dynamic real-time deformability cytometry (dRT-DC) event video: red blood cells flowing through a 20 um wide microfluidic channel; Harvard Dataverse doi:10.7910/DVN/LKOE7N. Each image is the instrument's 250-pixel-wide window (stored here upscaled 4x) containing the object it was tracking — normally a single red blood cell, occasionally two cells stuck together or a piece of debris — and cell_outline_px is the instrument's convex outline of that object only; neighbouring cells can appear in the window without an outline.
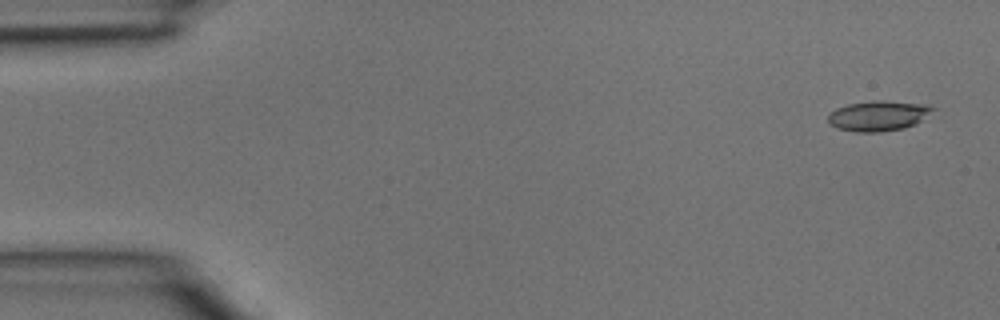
{"species": "common noctule bat (a hibernating species)", "species_latin": "Nyctalus noctula", "temperature_condition": "room temperature", "stored_images_in_passage": 4, "camera_frame_rate_fps": 3000, "um_per_image_px": 0.085, "animal": {"sex": "male", "body_mass_g": 15.6}, "frame": {"image": 1, "passage_image": 1, "time_ms": 0.0, "image_size_px": [1000, 320], "cell_outline_px": [[936, 108], [916, 124], [904, 128], [880, 132], [856, 132], [836, 128], [828, 124], [828, 116], [836, 108], [848, 104], [876, 100], [880, 100], [924, 104]], "centroid_in_image_um": [74.63, 9.85], "position_along_channel_um": 10.4, "area_um2": 18.38}}
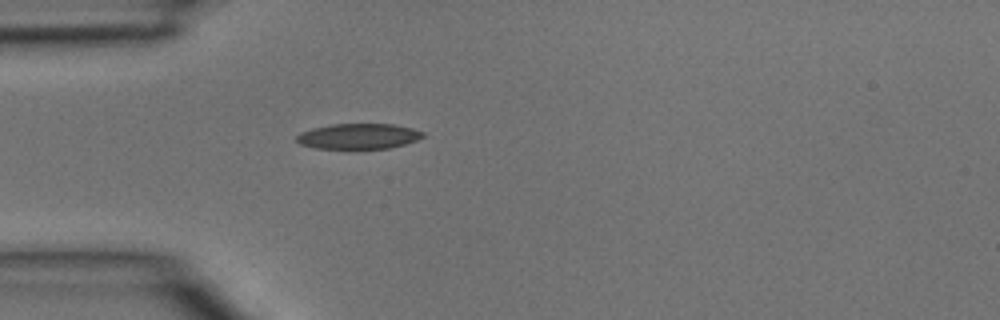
{"frame": {"image": 2, "passage_image": 4, "time_ms": 1.0, "image_size_px": [1000, 320], "cell_outline_px": [[424, 136], [416, 140], [404, 144], [388, 148], [316, 148], [300, 144], [296, 140], [296, 136], [300, 132], [312, 128], [332, 124], [392, 124], [412, 128], [424, 132]], "centroid_in_image_um": [30.45, 11.57], "position_along_channel_um": 54.5, "area_um2": 18.55}}